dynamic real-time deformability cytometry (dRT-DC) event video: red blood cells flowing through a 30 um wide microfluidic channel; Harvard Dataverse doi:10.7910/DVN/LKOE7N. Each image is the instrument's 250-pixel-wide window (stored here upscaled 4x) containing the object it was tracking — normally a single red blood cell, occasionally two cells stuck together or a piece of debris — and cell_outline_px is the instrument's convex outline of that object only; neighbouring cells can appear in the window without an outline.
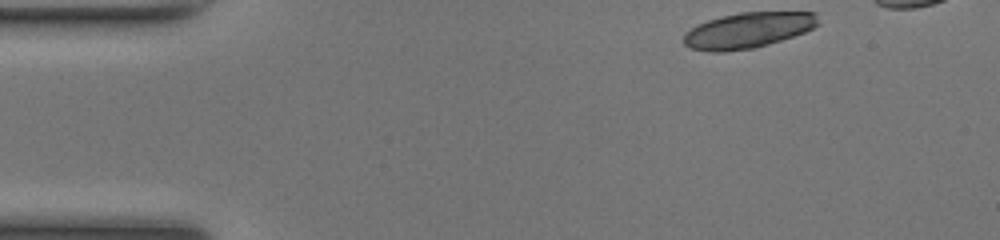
{"species": "common noctule bat (a hibernating species)", "species_latin": "Nyctalus noctula", "temperature_condition": "room temperature", "stored_images_in_passage": 12, "camera_frame_rate_fps": 3000, "um_per_image_px": 0.085, "animal": {"sex": "female", "body_mass_g": 17.0, "forearm_length_mm": 48.0}, "frame": {"image": 1, "passage_image": 1, "time_ms": 0.0, "image_size_px": [1000, 240], "cell_outline_px": [[820, 24], [804, 32], [768, 44], [752, 48], [724, 52], [712, 52], [688, 48], [684, 44], [684, 32], [696, 24], [708, 20], [740, 12], [816, 12]], "centroid_in_image_um": [63.55, 2.57], "position_along_channel_um": 21.5, "area_um2": 27.92}}